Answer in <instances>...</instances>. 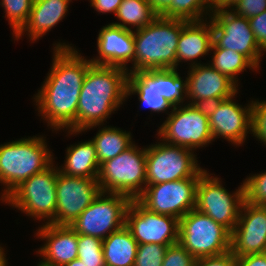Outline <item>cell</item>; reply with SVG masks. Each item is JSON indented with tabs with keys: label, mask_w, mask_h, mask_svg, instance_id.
<instances>
[{
	"label": "cell",
	"mask_w": 266,
	"mask_h": 266,
	"mask_svg": "<svg viewBox=\"0 0 266 266\" xmlns=\"http://www.w3.org/2000/svg\"><path fill=\"white\" fill-rule=\"evenodd\" d=\"M53 45L56 46L53 48L50 73L34 101L38 114L52 129L58 131L66 128L76 132L80 92L87 71L93 64L69 44L59 42Z\"/></svg>",
	"instance_id": "cell-1"
},
{
	"label": "cell",
	"mask_w": 266,
	"mask_h": 266,
	"mask_svg": "<svg viewBox=\"0 0 266 266\" xmlns=\"http://www.w3.org/2000/svg\"><path fill=\"white\" fill-rule=\"evenodd\" d=\"M128 71L119 67L92 65L84 78L78 100L76 132L97 127L119 109L126 97Z\"/></svg>",
	"instance_id": "cell-2"
},
{
	"label": "cell",
	"mask_w": 266,
	"mask_h": 266,
	"mask_svg": "<svg viewBox=\"0 0 266 266\" xmlns=\"http://www.w3.org/2000/svg\"><path fill=\"white\" fill-rule=\"evenodd\" d=\"M183 19L157 16L149 25L133 31L134 62L128 73L176 69V50Z\"/></svg>",
	"instance_id": "cell-3"
},
{
	"label": "cell",
	"mask_w": 266,
	"mask_h": 266,
	"mask_svg": "<svg viewBox=\"0 0 266 266\" xmlns=\"http://www.w3.org/2000/svg\"><path fill=\"white\" fill-rule=\"evenodd\" d=\"M45 141L42 136H33L0 145V183L6 187L2 201L23 181L53 163Z\"/></svg>",
	"instance_id": "cell-4"
},
{
	"label": "cell",
	"mask_w": 266,
	"mask_h": 266,
	"mask_svg": "<svg viewBox=\"0 0 266 266\" xmlns=\"http://www.w3.org/2000/svg\"><path fill=\"white\" fill-rule=\"evenodd\" d=\"M97 180L101 192L137 199L146 187V148L133 143L115 158L106 160L100 165Z\"/></svg>",
	"instance_id": "cell-5"
},
{
	"label": "cell",
	"mask_w": 266,
	"mask_h": 266,
	"mask_svg": "<svg viewBox=\"0 0 266 266\" xmlns=\"http://www.w3.org/2000/svg\"><path fill=\"white\" fill-rule=\"evenodd\" d=\"M59 168L52 163L45 170L23 181L2 202L18 208L27 216L52 224L56 212V181Z\"/></svg>",
	"instance_id": "cell-6"
},
{
	"label": "cell",
	"mask_w": 266,
	"mask_h": 266,
	"mask_svg": "<svg viewBox=\"0 0 266 266\" xmlns=\"http://www.w3.org/2000/svg\"><path fill=\"white\" fill-rule=\"evenodd\" d=\"M195 259L218 256L231 250V232L211 217L197 211L179 219V241Z\"/></svg>",
	"instance_id": "cell-7"
},
{
	"label": "cell",
	"mask_w": 266,
	"mask_h": 266,
	"mask_svg": "<svg viewBox=\"0 0 266 266\" xmlns=\"http://www.w3.org/2000/svg\"><path fill=\"white\" fill-rule=\"evenodd\" d=\"M194 151L158 142L146 148V185L185 178H200L206 171L197 163Z\"/></svg>",
	"instance_id": "cell-8"
},
{
	"label": "cell",
	"mask_w": 266,
	"mask_h": 266,
	"mask_svg": "<svg viewBox=\"0 0 266 266\" xmlns=\"http://www.w3.org/2000/svg\"><path fill=\"white\" fill-rule=\"evenodd\" d=\"M219 179L212 177L207 170L200 176L196 188L195 209L232 232L245 201L244 184L231 194Z\"/></svg>",
	"instance_id": "cell-9"
},
{
	"label": "cell",
	"mask_w": 266,
	"mask_h": 266,
	"mask_svg": "<svg viewBox=\"0 0 266 266\" xmlns=\"http://www.w3.org/2000/svg\"><path fill=\"white\" fill-rule=\"evenodd\" d=\"M130 201L127 195L100 192L70 227L77 234L104 240L125 225V213Z\"/></svg>",
	"instance_id": "cell-10"
},
{
	"label": "cell",
	"mask_w": 266,
	"mask_h": 266,
	"mask_svg": "<svg viewBox=\"0 0 266 266\" xmlns=\"http://www.w3.org/2000/svg\"><path fill=\"white\" fill-rule=\"evenodd\" d=\"M170 112L158 129L160 141L192 151L214 141L208 117L192 104L173 107Z\"/></svg>",
	"instance_id": "cell-11"
},
{
	"label": "cell",
	"mask_w": 266,
	"mask_h": 266,
	"mask_svg": "<svg viewBox=\"0 0 266 266\" xmlns=\"http://www.w3.org/2000/svg\"><path fill=\"white\" fill-rule=\"evenodd\" d=\"M211 48H224L245 55L257 68L263 52L251 30L249 20L232 10L214 11Z\"/></svg>",
	"instance_id": "cell-12"
},
{
	"label": "cell",
	"mask_w": 266,
	"mask_h": 266,
	"mask_svg": "<svg viewBox=\"0 0 266 266\" xmlns=\"http://www.w3.org/2000/svg\"><path fill=\"white\" fill-rule=\"evenodd\" d=\"M199 178L146 185L137 200L149 211L181 219L195 209L196 188Z\"/></svg>",
	"instance_id": "cell-13"
},
{
	"label": "cell",
	"mask_w": 266,
	"mask_h": 266,
	"mask_svg": "<svg viewBox=\"0 0 266 266\" xmlns=\"http://www.w3.org/2000/svg\"><path fill=\"white\" fill-rule=\"evenodd\" d=\"M125 226L138 245H173L179 241V219L149 211L137 199H131L127 207Z\"/></svg>",
	"instance_id": "cell-14"
},
{
	"label": "cell",
	"mask_w": 266,
	"mask_h": 266,
	"mask_svg": "<svg viewBox=\"0 0 266 266\" xmlns=\"http://www.w3.org/2000/svg\"><path fill=\"white\" fill-rule=\"evenodd\" d=\"M98 178L74 177L59 172L53 225L70 226L100 194Z\"/></svg>",
	"instance_id": "cell-15"
},
{
	"label": "cell",
	"mask_w": 266,
	"mask_h": 266,
	"mask_svg": "<svg viewBox=\"0 0 266 266\" xmlns=\"http://www.w3.org/2000/svg\"><path fill=\"white\" fill-rule=\"evenodd\" d=\"M236 257L266 252V206L244 201L231 232V250Z\"/></svg>",
	"instance_id": "cell-16"
},
{
	"label": "cell",
	"mask_w": 266,
	"mask_h": 266,
	"mask_svg": "<svg viewBox=\"0 0 266 266\" xmlns=\"http://www.w3.org/2000/svg\"><path fill=\"white\" fill-rule=\"evenodd\" d=\"M236 95L223 100L208 120L214 139L222 137L240 146L252 132V102L243 108L233 101Z\"/></svg>",
	"instance_id": "cell-17"
},
{
	"label": "cell",
	"mask_w": 266,
	"mask_h": 266,
	"mask_svg": "<svg viewBox=\"0 0 266 266\" xmlns=\"http://www.w3.org/2000/svg\"><path fill=\"white\" fill-rule=\"evenodd\" d=\"M99 56L90 59L93 65L119 67L127 70V63L134 62V33L112 23L103 26L97 37Z\"/></svg>",
	"instance_id": "cell-18"
},
{
	"label": "cell",
	"mask_w": 266,
	"mask_h": 266,
	"mask_svg": "<svg viewBox=\"0 0 266 266\" xmlns=\"http://www.w3.org/2000/svg\"><path fill=\"white\" fill-rule=\"evenodd\" d=\"M36 235L46 240L37 251L44 266H64L78 257V234L70 226L45 224Z\"/></svg>",
	"instance_id": "cell-19"
},
{
	"label": "cell",
	"mask_w": 266,
	"mask_h": 266,
	"mask_svg": "<svg viewBox=\"0 0 266 266\" xmlns=\"http://www.w3.org/2000/svg\"><path fill=\"white\" fill-rule=\"evenodd\" d=\"M186 98L190 103L206 98L228 99L238 93V86L214 69L210 63L192 66L188 73Z\"/></svg>",
	"instance_id": "cell-20"
},
{
	"label": "cell",
	"mask_w": 266,
	"mask_h": 266,
	"mask_svg": "<svg viewBox=\"0 0 266 266\" xmlns=\"http://www.w3.org/2000/svg\"><path fill=\"white\" fill-rule=\"evenodd\" d=\"M205 19L201 21H187L183 19V29L178 39L176 50V69L179 62L192 61L190 67L200 65L197 58L207 55L211 50L212 23ZM207 22V23H206ZM194 59L196 61H194Z\"/></svg>",
	"instance_id": "cell-21"
},
{
	"label": "cell",
	"mask_w": 266,
	"mask_h": 266,
	"mask_svg": "<svg viewBox=\"0 0 266 266\" xmlns=\"http://www.w3.org/2000/svg\"><path fill=\"white\" fill-rule=\"evenodd\" d=\"M71 0H34L29 19L23 29L15 36L20 39L23 33L28 32L31 41H36L46 34L68 12Z\"/></svg>",
	"instance_id": "cell-22"
},
{
	"label": "cell",
	"mask_w": 266,
	"mask_h": 266,
	"mask_svg": "<svg viewBox=\"0 0 266 266\" xmlns=\"http://www.w3.org/2000/svg\"><path fill=\"white\" fill-rule=\"evenodd\" d=\"M141 104L151 112H165L173 108L168 101L160 96L158 70H145L128 73L126 97L136 94Z\"/></svg>",
	"instance_id": "cell-23"
},
{
	"label": "cell",
	"mask_w": 266,
	"mask_h": 266,
	"mask_svg": "<svg viewBox=\"0 0 266 266\" xmlns=\"http://www.w3.org/2000/svg\"><path fill=\"white\" fill-rule=\"evenodd\" d=\"M64 166L60 173L83 178H98L100 165L91 140L67 148Z\"/></svg>",
	"instance_id": "cell-24"
},
{
	"label": "cell",
	"mask_w": 266,
	"mask_h": 266,
	"mask_svg": "<svg viewBox=\"0 0 266 266\" xmlns=\"http://www.w3.org/2000/svg\"><path fill=\"white\" fill-rule=\"evenodd\" d=\"M137 241L124 225L103 240V255L106 266H134Z\"/></svg>",
	"instance_id": "cell-25"
},
{
	"label": "cell",
	"mask_w": 266,
	"mask_h": 266,
	"mask_svg": "<svg viewBox=\"0 0 266 266\" xmlns=\"http://www.w3.org/2000/svg\"><path fill=\"white\" fill-rule=\"evenodd\" d=\"M91 141L95 146L99 165L115 158L133 144L130 132L112 126L101 128Z\"/></svg>",
	"instance_id": "cell-26"
},
{
	"label": "cell",
	"mask_w": 266,
	"mask_h": 266,
	"mask_svg": "<svg viewBox=\"0 0 266 266\" xmlns=\"http://www.w3.org/2000/svg\"><path fill=\"white\" fill-rule=\"evenodd\" d=\"M115 16L120 23L112 24L128 30L132 29L130 25L138 30L149 25L159 15L153 10L148 0H122Z\"/></svg>",
	"instance_id": "cell-27"
},
{
	"label": "cell",
	"mask_w": 266,
	"mask_h": 266,
	"mask_svg": "<svg viewBox=\"0 0 266 266\" xmlns=\"http://www.w3.org/2000/svg\"><path fill=\"white\" fill-rule=\"evenodd\" d=\"M210 51H213L214 54L210 65L223 75H226L237 86V77L239 73L244 72L246 68H251L255 71L258 70V68L242 53L224 48H211Z\"/></svg>",
	"instance_id": "cell-28"
},
{
	"label": "cell",
	"mask_w": 266,
	"mask_h": 266,
	"mask_svg": "<svg viewBox=\"0 0 266 266\" xmlns=\"http://www.w3.org/2000/svg\"><path fill=\"white\" fill-rule=\"evenodd\" d=\"M158 83L160 96L165 98L172 107L184 103L187 96L188 77L182 80L177 69H158Z\"/></svg>",
	"instance_id": "cell-29"
},
{
	"label": "cell",
	"mask_w": 266,
	"mask_h": 266,
	"mask_svg": "<svg viewBox=\"0 0 266 266\" xmlns=\"http://www.w3.org/2000/svg\"><path fill=\"white\" fill-rule=\"evenodd\" d=\"M208 11L212 15L213 0H173L172 4L160 15L165 18L184 19L187 21L204 20Z\"/></svg>",
	"instance_id": "cell-30"
},
{
	"label": "cell",
	"mask_w": 266,
	"mask_h": 266,
	"mask_svg": "<svg viewBox=\"0 0 266 266\" xmlns=\"http://www.w3.org/2000/svg\"><path fill=\"white\" fill-rule=\"evenodd\" d=\"M78 259L86 266H105L103 240L78 234Z\"/></svg>",
	"instance_id": "cell-31"
},
{
	"label": "cell",
	"mask_w": 266,
	"mask_h": 266,
	"mask_svg": "<svg viewBox=\"0 0 266 266\" xmlns=\"http://www.w3.org/2000/svg\"><path fill=\"white\" fill-rule=\"evenodd\" d=\"M34 0H1L0 5L5 9L13 36H16L26 25Z\"/></svg>",
	"instance_id": "cell-32"
},
{
	"label": "cell",
	"mask_w": 266,
	"mask_h": 266,
	"mask_svg": "<svg viewBox=\"0 0 266 266\" xmlns=\"http://www.w3.org/2000/svg\"><path fill=\"white\" fill-rule=\"evenodd\" d=\"M243 184L245 201L257 206H266V172L249 176Z\"/></svg>",
	"instance_id": "cell-33"
},
{
	"label": "cell",
	"mask_w": 266,
	"mask_h": 266,
	"mask_svg": "<svg viewBox=\"0 0 266 266\" xmlns=\"http://www.w3.org/2000/svg\"><path fill=\"white\" fill-rule=\"evenodd\" d=\"M170 245L146 243L137 246L134 266H162L167 247Z\"/></svg>",
	"instance_id": "cell-34"
},
{
	"label": "cell",
	"mask_w": 266,
	"mask_h": 266,
	"mask_svg": "<svg viewBox=\"0 0 266 266\" xmlns=\"http://www.w3.org/2000/svg\"><path fill=\"white\" fill-rule=\"evenodd\" d=\"M195 258L178 242L167 247L162 266H193Z\"/></svg>",
	"instance_id": "cell-35"
},
{
	"label": "cell",
	"mask_w": 266,
	"mask_h": 266,
	"mask_svg": "<svg viewBox=\"0 0 266 266\" xmlns=\"http://www.w3.org/2000/svg\"><path fill=\"white\" fill-rule=\"evenodd\" d=\"M266 146V101L252 100V133Z\"/></svg>",
	"instance_id": "cell-36"
},
{
	"label": "cell",
	"mask_w": 266,
	"mask_h": 266,
	"mask_svg": "<svg viewBox=\"0 0 266 266\" xmlns=\"http://www.w3.org/2000/svg\"><path fill=\"white\" fill-rule=\"evenodd\" d=\"M232 11L249 19L266 11V0H240Z\"/></svg>",
	"instance_id": "cell-37"
},
{
	"label": "cell",
	"mask_w": 266,
	"mask_h": 266,
	"mask_svg": "<svg viewBox=\"0 0 266 266\" xmlns=\"http://www.w3.org/2000/svg\"><path fill=\"white\" fill-rule=\"evenodd\" d=\"M254 37L262 52L266 51V11L248 19Z\"/></svg>",
	"instance_id": "cell-38"
},
{
	"label": "cell",
	"mask_w": 266,
	"mask_h": 266,
	"mask_svg": "<svg viewBox=\"0 0 266 266\" xmlns=\"http://www.w3.org/2000/svg\"><path fill=\"white\" fill-rule=\"evenodd\" d=\"M193 266H236V256L229 251L218 256L201 257L195 259Z\"/></svg>",
	"instance_id": "cell-39"
},
{
	"label": "cell",
	"mask_w": 266,
	"mask_h": 266,
	"mask_svg": "<svg viewBox=\"0 0 266 266\" xmlns=\"http://www.w3.org/2000/svg\"><path fill=\"white\" fill-rule=\"evenodd\" d=\"M222 98H206L195 101L192 105L204 116L208 118L218 109Z\"/></svg>",
	"instance_id": "cell-40"
},
{
	"label": "cell",
	"mask_w": 266,
	"mask_h": 266,
	"mask_svg": "<svg viewBox=\"0 0 266 266\" xmlns=\"http://www.w3.org/2000/svg\"><path fill=\"white\" fill-rule=\"evenodd\" d=\"M236 266H266V252L236 257Z\"/></svg>",
	"instance_id": "cell-41"
},
{
	"label": "cell",
	"mask_w": 266,
	"mask_h": 266,
	"mask_svg": "<svg viewBox=\"0 0 266 266\" xmlns=\"http://www.w3.org/2000/svg\"><path fill=\"white\" fill-rule=\"evenodd\" d=\"M122 0H90V5L94 7L99 13H111L116 14L119 5Z\"/></svg>",
	"instance_id": "cell-42"
},
{
	"label": "cell",
	"mask_w": 266,
	"mask_h": 266,
	"mask_svg": "<svg viewBox=\"0 0 266 266\" xmlns=\"http://www.w3.org/2000/svg\"><path fill=\"white\" fill-rule=\"evenodd\" d=\"M240 0H213V12L233 10Z\"/></svg>",
	"instance_id": "cell-43"
},
{
	"label": "cell",
	"mask_w": 266,
	"mask_h": 266,
	"mask_svg": "<svg viewBox=\"0 0 266 266\" xmlns=\"http://www.w3.org/2000/svg\"><path fill=\"white\" fill-rule=\"evenodd\" d=\"M153 10L161 15L173 2V0H148Z\"/></svg>",
	"instance_id": "cell-44"
},
{
	"label": "cell",
	"mask_w": 266,
	"mask_h": 266,
	"mask_svg": "<svg viewBox=\"0 0 266 266\" xmlns=\"http://www.w3.org/2000/svg\"><path fill=\"white\" fill-rule=\"evenodd\" d=\"M4 249L0 246V266H7V260L5 258Z\"/></svg>",
	"instance_id": "cell-45"
},
{
	"label": "cell",
	"mask_w": 266,
	"mask_h": 266,
	"mask_svg": "<svg viewBox=\"0 0 266 266\" xmlns=\"http://www.w3.org/2000/svg\"><path fill=\"white\" fill-rule=\"evenodd\" d=\"M64 266H86L80 259L76 258L72 262L67 263Z\"/></svg>",
	"instance_id": "cell-46"
}]
</instances>
